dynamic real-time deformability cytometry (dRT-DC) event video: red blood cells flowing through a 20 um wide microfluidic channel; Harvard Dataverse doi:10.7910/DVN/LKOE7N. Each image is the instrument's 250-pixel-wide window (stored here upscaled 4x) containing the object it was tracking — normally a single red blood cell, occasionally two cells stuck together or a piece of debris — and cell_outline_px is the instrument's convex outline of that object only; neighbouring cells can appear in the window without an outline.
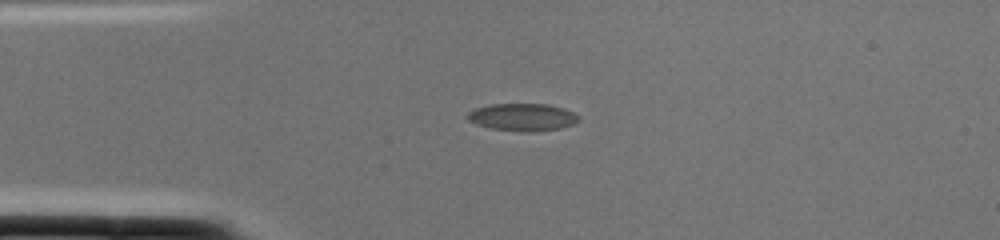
{"species": "common noctule bat (a hibernating species)", "species_latin": "Nyctalus noctula", "temperature_condition": "cold", "stored_images_in_passage": 1, "camera_frame_rate_fps": 3000, "um_per_image_px": 0.085, "animal": {"sex": "female", "body_mass_g": 22.0, "forearm_length_mm": 56.7}, "frame": {"image": 1, "passage_image": 1, "time_ms": 0.0, "image_size_px": [1000, 240], "cell_outline_px": [[580, 120], [572, 124], [560, 128], [532, 132], [524, 132], [492, 128], [476, 124], [468, 120], [464, 116], [468, 112], [476, 108], [492, 104], [548, 104], [564, 108], [580, 116]], "centroid_in_image_um": [44.41, 9.95], "position_along_channel_um": 40.6, "area_um2": 17.8}}